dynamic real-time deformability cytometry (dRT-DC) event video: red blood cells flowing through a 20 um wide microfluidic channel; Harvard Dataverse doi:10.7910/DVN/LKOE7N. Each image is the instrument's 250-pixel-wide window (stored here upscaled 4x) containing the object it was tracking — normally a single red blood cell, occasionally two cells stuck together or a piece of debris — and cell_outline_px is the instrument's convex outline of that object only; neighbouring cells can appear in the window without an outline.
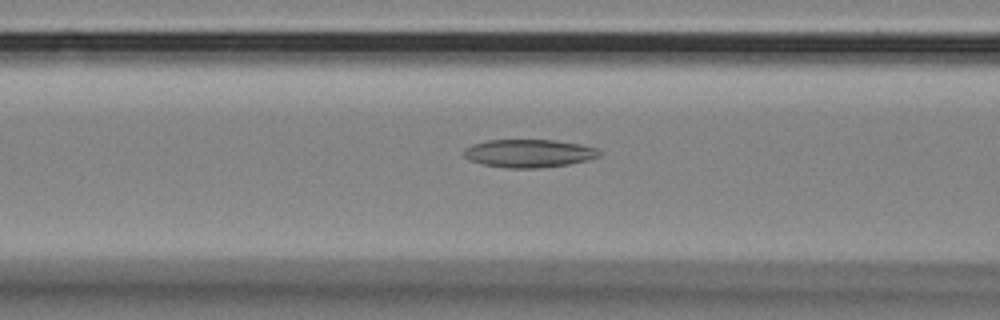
{"species": "Egyptian fruit bat (a non-hibernating species)", "species_latin": "Rousettus aegyptiacus", "temperature_condition": "room temperature", "stored_images_in_passage": 35, "camera_frame_rate_fps": 3000, "um_per_image_px": 0.085, "animal": {"sex": "female"}, "frame": {"image": 1, "passage_image": 5, "time_ms": 1.333, "image_size_px": [1000, 320], "cell_outline_px": [[604, 152], [600, 156], [568, 164], [536, 168], [508, 168], [484, 164], [472, 160], [464, 156], [464, 148], [472, 144], [488, 140], [556, 140], [580, 144], [596, 148]], "centroid_in_image_um": [44.98, 13.02], "position_along_channel_um": 121.6, "area_um2": 21.96}}
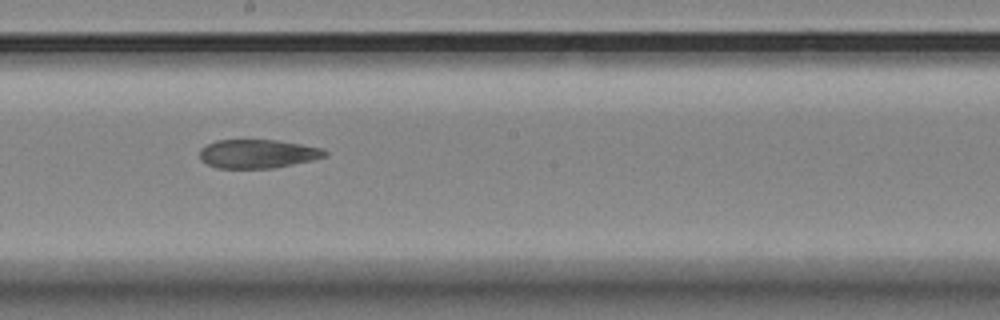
{"frame": {"image": 2, "passage_image": 14, "time_ms": 4.333, "image_size_px": [1000, 320], "cell_outline_px": [[328, 156], [312, 160], [272, 168], [220, 168], [208, 164], [200, 160], [200, 148], [216, 140], [276, 140], [324, 148], [328, 152]], "centroid_in_image_um": [21.92, 13.07], "position_along_channel_um": 226.3, "area_um2": 20.92}}
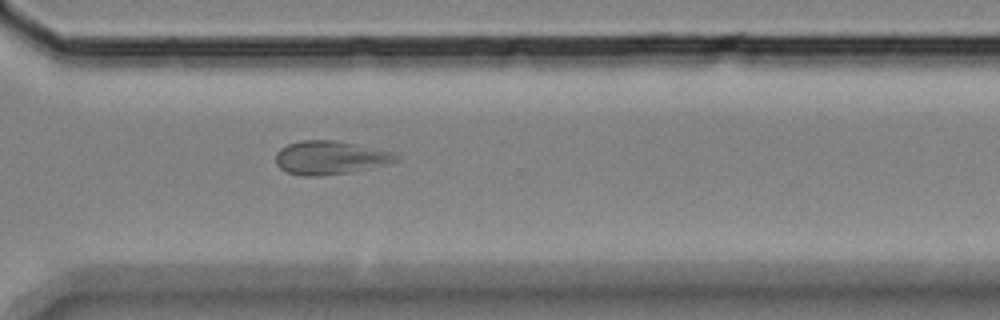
{"frame": {"image": 3, "passage_image": 24, "time_ms": 7.667, "image_size_px": [1000, 320], "cell_outline_px": [[400, 160], [348, 172], [320, 176], [304, 176], [288, 172], [280, 168], [276, 164], [276, 152], [280, 148], [288, 144], [300, 140], [336, 140], [392, 152], [400, 156]], "centroid_in_image_um": [28.01, 13.39], "position_along_channel_um": 342.6, "area_um2": 23.18}}